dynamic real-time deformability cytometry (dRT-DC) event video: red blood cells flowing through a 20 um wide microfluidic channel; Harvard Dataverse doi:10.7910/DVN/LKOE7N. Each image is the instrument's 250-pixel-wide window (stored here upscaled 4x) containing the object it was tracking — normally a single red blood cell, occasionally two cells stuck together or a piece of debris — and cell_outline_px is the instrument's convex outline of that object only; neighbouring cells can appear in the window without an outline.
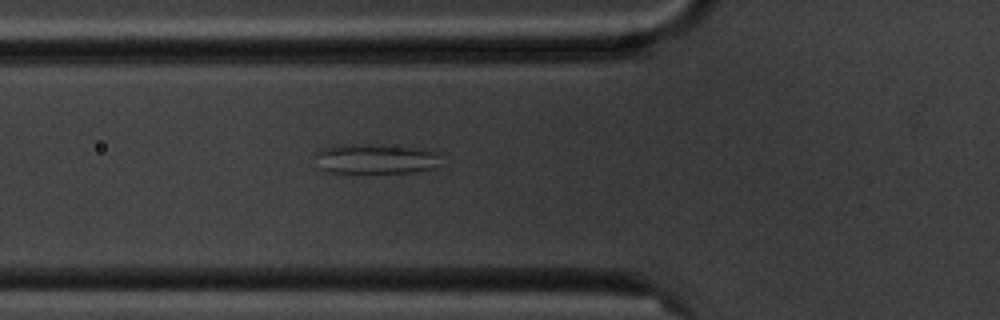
{"species": "common noctule bat (a hibernating species)", "species_latin": "Nyctalus noctula", "temperature_condition": "cold", "stored_images_in_passage": 6, "camera_frame_rate_fps": 3000, "um_per_image_px": 0.085, "animal": {"sex": "male", "body_mass_g": 20.1, "forearm_length_mm": 53.5}, "frame": {"image": 1, "passage_image": 6, "time_ms": 6.333, "image_size_px": [1000, 320], "cell_outline_px": [[440, 156], [436, 168], [416, 172], [328, 172], [320, 168], [316, 156], [316, 152], [324, 148], [340, 144], [368, 144], [412, 148], [432, 152]], "centroid_in_image_um": [31.88, 13.51], "position_along_channel_um": 93.9, "area_um2": 21.44}}